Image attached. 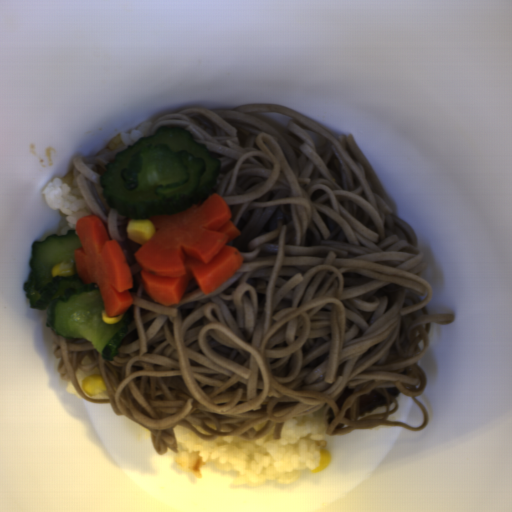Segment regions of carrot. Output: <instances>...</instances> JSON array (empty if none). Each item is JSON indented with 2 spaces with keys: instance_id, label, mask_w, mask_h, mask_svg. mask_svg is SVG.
<instances>
[{
  "instance_id": "carrot-1",
  "label": "carrot",
  "mask_w": 512,
  "mask_h": 512,
  "mask_svg": "<svg viewBox=\"0 0 512 512\" xmlns=\"http://www.w3.org/2000/svg\"><path fill=\"white\" fill-rule=\"evenodd\" d=\"M148 218L155 232L133 256L144 293L154 303L178 305L191 279L203 295L211 294L243 266V254L228 245L240 233L219 195L177 214Z\"/></svg>"
},
{
  "instance_id": "carrot-2",
  "label": "carrot",
  "mask_w": 512,
  "mask_h": 512,
  "mask_svg": "<svg viewBox=\"0 0 512 512\" xmlns=\"http://www.w3.org/2000/svg\"><path fill=\"white\" fill-rule=\"evenodd\" d=\"M76 232L81 245L74 250L78 278L98 285L106 316L126 314L133 304V280L119 243L110 239L97 214L78 218Z\"/></svg>"
}]
</instances>
